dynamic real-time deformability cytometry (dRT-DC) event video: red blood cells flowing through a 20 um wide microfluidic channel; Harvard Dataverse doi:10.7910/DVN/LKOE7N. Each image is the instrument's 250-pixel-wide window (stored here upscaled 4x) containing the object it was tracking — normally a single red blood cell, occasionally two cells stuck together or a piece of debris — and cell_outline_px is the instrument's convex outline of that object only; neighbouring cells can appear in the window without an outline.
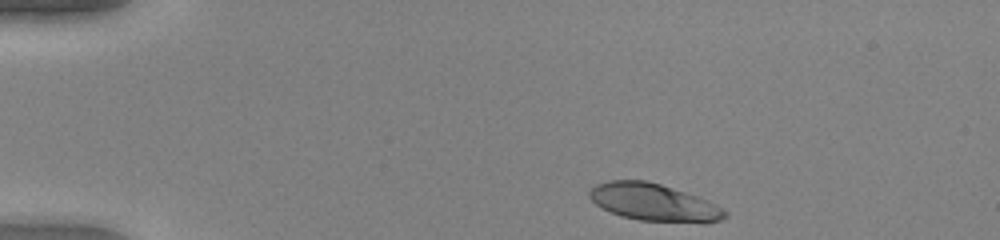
{"species": "human", "species_latin": "Homo sapiens", "temperature_condition": "warm", "stored_images_in_passage": 41, "camera_frame_rate_fps": 3000, "um_per_image_px": 0.085, "donor": {"sex": "female"}, "frame": {"image": 1, "passage_image": 1, "time_ms": 0.0, "image_size_px": [1000, 240], "cell_outline_px": [[728, 216], [720, 220], [704, 224], [640, 220], [620, 216], [596, 204], [588, 196], [588, 192], [596, 184], [608, 180], [644, 180], [660, 184], [696, 196], [716, 204], [724, 208], [728, 212]], "centroid_in_image_um": [55.62, 17.22], "position_along_channel_um": 29.4, "area_um2": 29.59}}
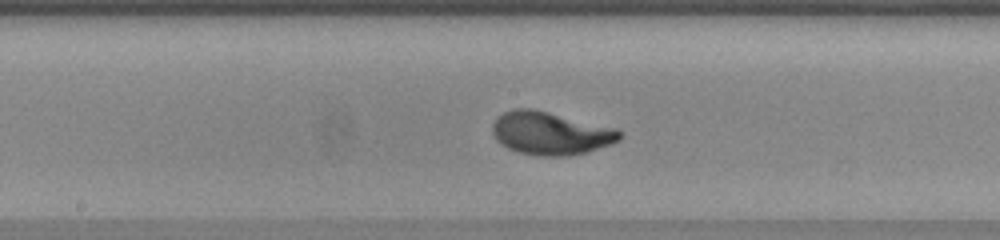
{"frame": {"image": 2, "passage_image": 19, "time_ms": 6.0, "image_size_px": [1000, 240], "cell_outline_px": [[624, 132], [620, 140], [612, 144], [588, 152], [568, 156], [536, 156], [520, 152], [508, 148], [500, 144], [496, 140], [492, 132], [492, 124], [496, 116], [512, 108], [532, 108], [616, 128]], "centroid_in_image_um": [46.79, 11.33], "position_along_channel_um": 201.4, "area_um2": 32.25}}
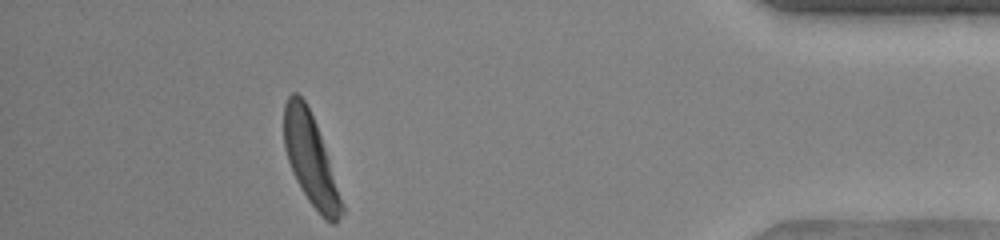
{"frame": {"image": 3, "passage_image": 37, "time_ms": 12.0, "image_size_px": [1000, 240], "cell_outline_px": [[344, 212], [336, 224], [332, 224], [308, 200], [300, 188], [292, 172], [284, 148], [284, 104], [288, 96], [292, 92], [296, 92], [304, 100], [316, 124], [344, 208]], "centroid_in_image_um": [26.36, 13.53], "position_along_channel_um": 408.8, "area_um2": 29.59}, "authors_computed_cell_mechanics": {"area_um2": 30.2872, "velocity_mm_per_s": 4.1924, "shape_relaxation_time_tau1_ms": 2.249, "shape_relaxation_time_tau2_ms": null, "deformation_change_tau1": 0.1972, "deformation_change_tau2": null}}